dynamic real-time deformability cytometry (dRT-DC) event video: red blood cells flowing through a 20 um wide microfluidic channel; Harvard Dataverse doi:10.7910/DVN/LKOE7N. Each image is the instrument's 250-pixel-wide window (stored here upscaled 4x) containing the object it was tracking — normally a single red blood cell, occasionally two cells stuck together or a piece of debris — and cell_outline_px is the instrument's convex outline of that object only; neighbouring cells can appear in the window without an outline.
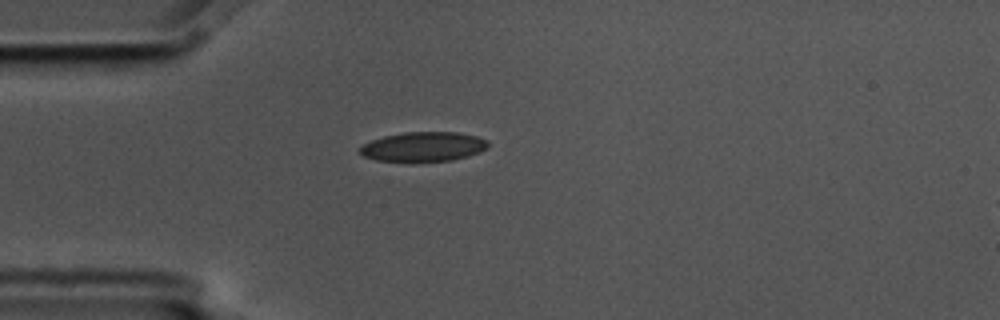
{"species": "common noctule bat (a hibernating species)", "species_latin": "Nyctalus noctula", "temperature_condition": "cold", "stored_images_in_passage": 1, "camera_frame_rate_fps": 3000, "um_per_image_px": 0.085, "animal": {"sex": "male", "body_mass_g": 17.5, "forearm_length_mm": 52.3}, "frame": {"image": 1, "passage_image": 1, "time_ms": 0.0, "image_size_px": [1000, 320], "cell_outline_px": [[488, 148], [480, 152], [468, 156], [452, 160], [416, 164], [412, 164], [376, 160], [364, 156], [360, 152], [360, 148], [364, 144], [372, 140], [384, 136], [404, 132], [456, 132], [476, 136], [488, 140]], "centroid_in_image_um": [35.99, 12.51], "position_along_channel_um": 49.0, "area_um2": 22.77}}